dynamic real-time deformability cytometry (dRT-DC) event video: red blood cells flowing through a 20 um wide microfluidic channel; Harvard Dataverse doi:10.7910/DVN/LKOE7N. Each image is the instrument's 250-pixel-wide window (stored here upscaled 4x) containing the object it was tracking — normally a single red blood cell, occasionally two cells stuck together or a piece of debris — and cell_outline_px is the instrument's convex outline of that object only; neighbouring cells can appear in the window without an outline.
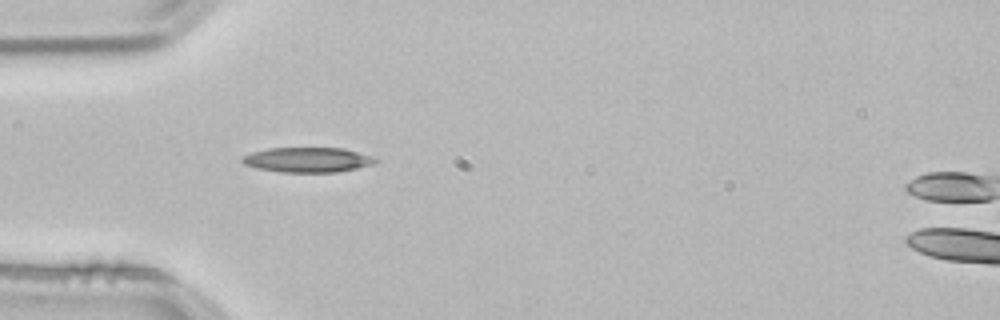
{"species": "common noctule bat (a hibernating species)", "species_latin": "Nyctalus noctula", "temperature_condition": "room temperature", "stored_images_in_passage": 23, "camera_frame_rate_fps": 3000, "um_per_image_px": 0.085, "animal": {"sex": "male", "body_mass_g": 21.5, "forearm_length_mm": 52.0}, "frame": {"image": 1, "passage_image": 1, "time_ms": 0.0, "image_size_px": [1000, 320], "cell_outline_px": [[380, 160], [372, 164], [356, 168], [336, 172], [280, 172], [256, 168], [244, 164], [240, 160], [244, 156], [252, 152], [268, 148], [344, 148], [372, 156]], "centroid_in_image_um": [26.14, 13.58], "position_along_channel_um": 58.9, "area_um2": 19.31}}
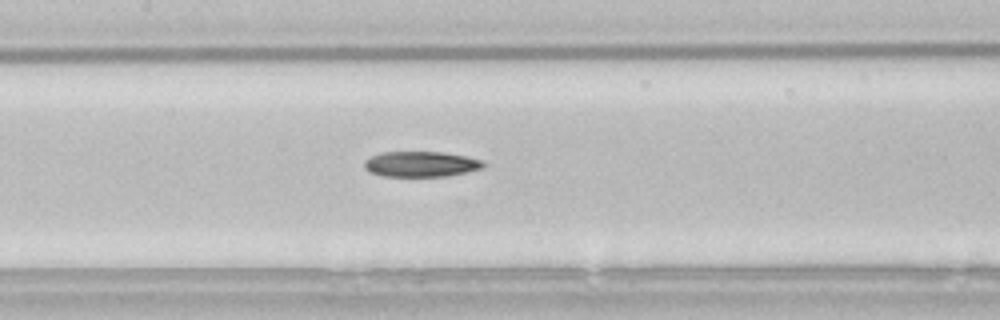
{"frame": {"image": 2, "passage_image": 10, "time_ms": 3.0, "image_size_px": [1000, 320], "cell_outline_px": [[488, 164], [484, 168], [444, 176], [384, 176], [368, 172], [364, 168], [364, 160], [380, 152], [444, 152], [484, 160]], "centroid_in_image_um": [35.78, 13.94], "position_along_channel_um": 171.6, "area_um2": 17.74}}
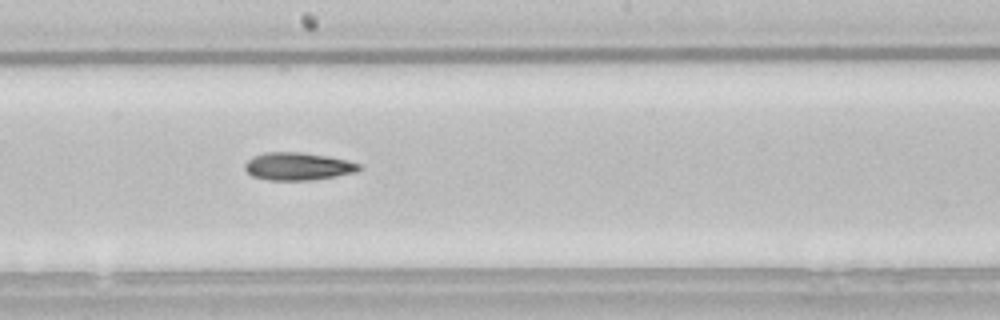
{"frame": {"image": 3, "passage_image": 14, "time_ms": 4.333, "image_size_px": [1000, 320], "cell_outline_px": [[364, 168], [356, 172], [336, 176], [312, 180], [268, 180], [252, 176], [244, 168], [244, 164], [252, 156], [264, 152], [304, 152], [328, 156], [348, 160], [360, 164]], "centroid_in_image_um": [25.34, 14.13], "position_along_channel_um": 222.9, "area_um2": 18.67}}